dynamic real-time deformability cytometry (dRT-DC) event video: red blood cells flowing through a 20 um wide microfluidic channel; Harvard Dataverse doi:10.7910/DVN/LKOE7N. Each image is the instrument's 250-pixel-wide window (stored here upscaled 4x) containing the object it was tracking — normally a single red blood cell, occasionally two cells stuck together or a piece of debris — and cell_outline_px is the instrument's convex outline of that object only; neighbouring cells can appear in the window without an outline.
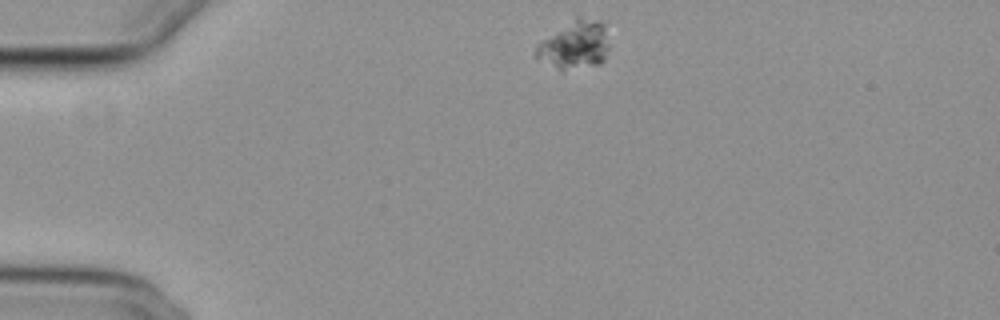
{"species": "common noctule bat (a hibernating species)", "species_latin": "Nyctalus noctula", "temperature_condition": "cold", "stored_images_in_passage": 37, "camera_frame_rate_fps": 3000, "um_per_image_px": 0.085, "animal": {"sex": "female", "body_mass_g": 29.2, "forearm_length_mm": 56.3}, "frame": {"image": 1, "passage_image": 1, "time_ms": 0.0, "image_size_px": [1000, 320], "cell_outline_px": [[608, 48], [604, 60], [600, 64], [560, 72], [536, 56], [536, 44], [576, 16], [580, 16], [604, 24], [608, 44]], "centroid_in_image_um": [48.84, 3.85], "position_along_channel_um": 36.2, "area_um2": 20.52}}
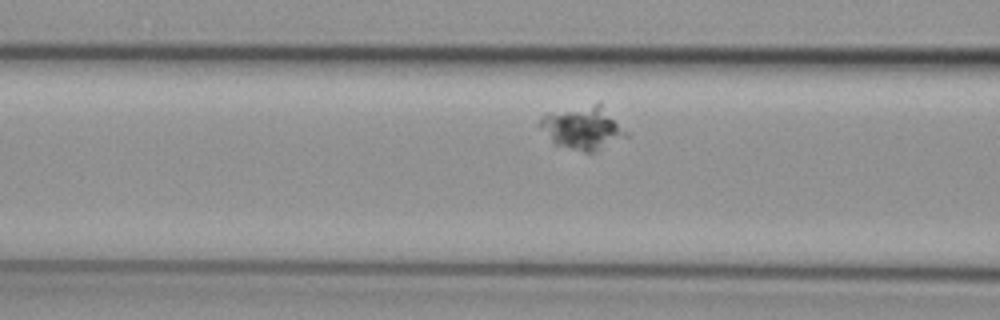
{"frame": {"image": 2, "passage_image": 12, "time_ms": 3.667, "image_size_px": [1000, 320], "cell_outline_px": [[632, 136], [596, 152], [584, 152], [552, 144], [536, 124], [544, 116], [596, 104], [600, 104], [632, 132]], "centroid_in_image_um": [49.65, 10.96], "position_along_channel_um": 117.0, "area_um2": 21.79}}
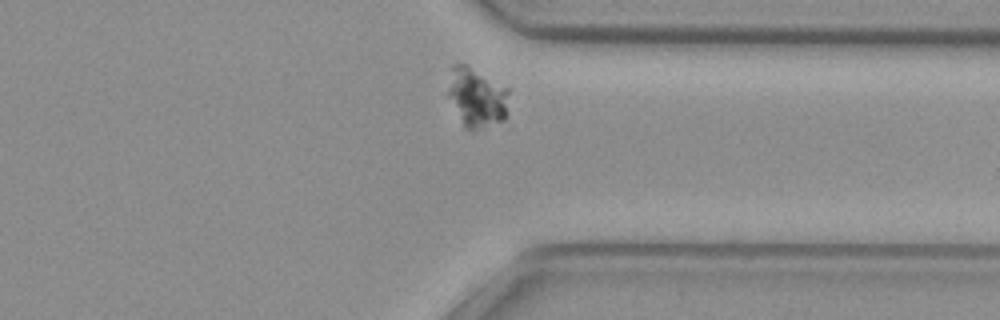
{"frame": {"image": 3, "passage_image": 33, "time_ms": 10.667, "image_size_px": [1000, 320], "cell_outline_px": [[508, 128], [464, 128], [448, 96], [448, 88], [452, 64], [464, 64], [508, 88]], "centroid_in_image_um": [40.62, 8.4], "position_along_channel_um": 370.8, "area_um2": 21.73}}